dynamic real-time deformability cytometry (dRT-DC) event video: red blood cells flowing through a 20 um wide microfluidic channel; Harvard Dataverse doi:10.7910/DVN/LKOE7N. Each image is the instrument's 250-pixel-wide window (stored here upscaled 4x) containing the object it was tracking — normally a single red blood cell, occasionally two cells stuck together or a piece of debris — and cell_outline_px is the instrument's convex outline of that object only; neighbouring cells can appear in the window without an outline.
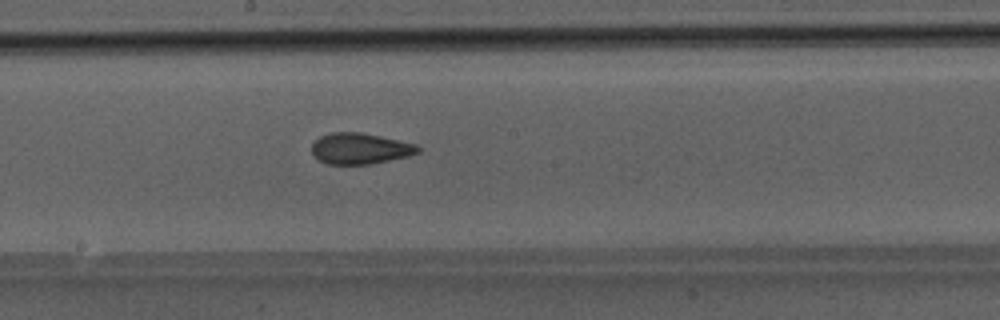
{"species": "Egyptian fruit bat (a non-hibernating species)", "species_latin": "Rousettus aegyptiacus", "temperature_condition": "room temperature", "stored_images_in_passage": 26, "camera_frame_rate_fps": 3000, "um_per_image_px": 0.085, "animal": {"sex": "male"}, "frame": {"image": 1, "passage_image": 15, "time_ms": 4.667, "image_size_px": [1000, 320], "cell_outline_px": [[420, 152], [408, 156], [368, 164], [328, 164], [320, 160], [312, 152], [312, 144], [320, 136], [332, 132], [360, 132], [380, 136], [416, 144], [420, 148]], "centroid_in_image_um": [30.61, 12.62], "position_along_channel_um": 217.6, "area_um2": 18.96}}